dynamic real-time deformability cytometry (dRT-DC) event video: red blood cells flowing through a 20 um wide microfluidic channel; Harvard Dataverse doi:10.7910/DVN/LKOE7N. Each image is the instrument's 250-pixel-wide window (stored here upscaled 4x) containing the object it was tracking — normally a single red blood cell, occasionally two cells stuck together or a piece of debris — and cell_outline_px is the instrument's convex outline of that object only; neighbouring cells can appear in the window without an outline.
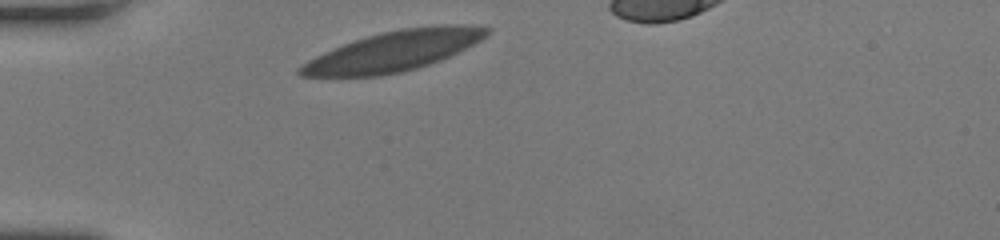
{"species": "human", "species_latin": "Homo sapiens", "temperature_condition": "room temperature", "stored_images_in_passage": 29, "camera_frame_rate_fps": 3000, "um_per_image_px": 0.085, "donor": {"sex": "female"}, "frame": {"image": 1, "passage_image": 1, "time_ms": 0.0, "image_size_px": [1000, 240], "cell_outline_px": [[492, 32], [488, 36], [440, 60], [404, 72], [380, 76], [300, 76], [296, 72], [296, 68], [308, 60], [324, 52], [344, 44], [368, 36], [400, 28], [444, 24], [464, 24], [492, 28]], "centroid_in_image_um": [33.48, 4.33], "position_along_channel_um": 51.5, "area_um2": 43.41}}
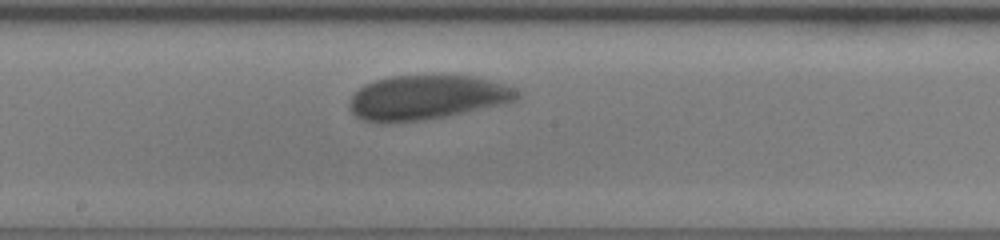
{"frame": {"image": 2, "passage_image": 15, "time_ms": 4.667, "image_size_px": [1000, 240], "cell_outline_px": [[520, 96], [516, 100], [504, 104], [448, 116], [424, 120], [396, 124], [376, 124], [364, 120], [356, 116], [348, 108], [348, 100], [364, 84], [372, 80], [392, 76], [472, 76], [504, 84], [520, 92]], "centroid_in_image_um": [36.21, 8.32], "position_along_channel_um": 212.0, "area_um2": 43.87}}
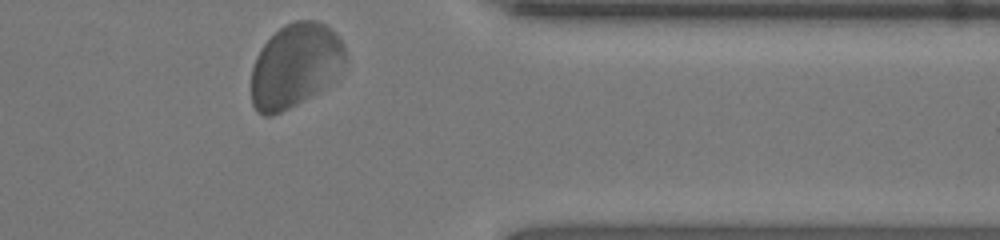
{"frame": {"image": 3, "passage_image": 29, "time_ms": 9.333, "image_size_px": [1000, 240], "cell_outline_px": [[344, 72], [332, 84], [296, 104], [272, 116], [264, 116], [256, 112], [252, 104], [252, 68], [256, 56], [260, 48], [284, 24], [296, 20], [316, 20], [332, 28], [344, 44]], "centroid_in_image_um": [25.12, 5.58], "position_along_channel_um": 386.3, "area_um2": 46.47}, "authors_computed_cell_mechanics": {"area_um2": 43.5812, "velocity_mm_per_s": 3.9155, "shape_relaxation_time_tau1_ms": 2.0697, "shape_relaxation_time_tau2_ms": null, "deformation_change_tau1": 0.0771, "deformation_change_tau2": null}}